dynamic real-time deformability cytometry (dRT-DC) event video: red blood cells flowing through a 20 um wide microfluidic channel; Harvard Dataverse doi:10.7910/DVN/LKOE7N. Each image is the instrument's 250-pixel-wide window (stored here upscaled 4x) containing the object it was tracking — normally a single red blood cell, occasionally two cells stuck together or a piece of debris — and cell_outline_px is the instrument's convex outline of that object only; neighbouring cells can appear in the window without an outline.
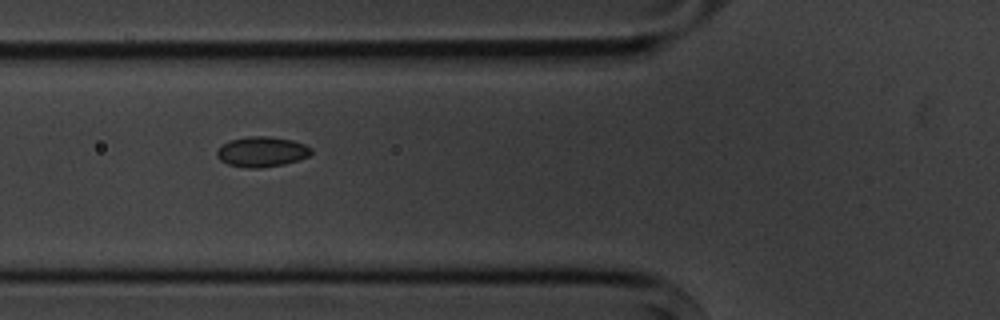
{"species": "common noctule bat (a hibernating species)", "species_latin": "Nyctalus noctula", "temperature_condition": "cold", "stored_images_in_passage": 10, "camera_frame_rate_fps": 3000, "um_per_image_px": 0.085, "animal": {"sex": "male", "body_mass_g": 20.1, "forearm_length_mm": 53.5}, "frame": {"image": 1, "passage_image": 5, "time_ms": 4.333, "image_size_px": [1000, 320], "cell_outline_px": [[312, 152], [308, 156], [284, 164], [260, 168], [244, 168], [228, 164], [220, 160], [216, 156], [216, 152], [228, 140], [248, 136], [268, 136], [292, 140], [304, 144], [312, 148]], "centroid_in_image_um": [22.23, 12.9], "position_along_channel_um": 103.6, "area_um2": 16.59}}
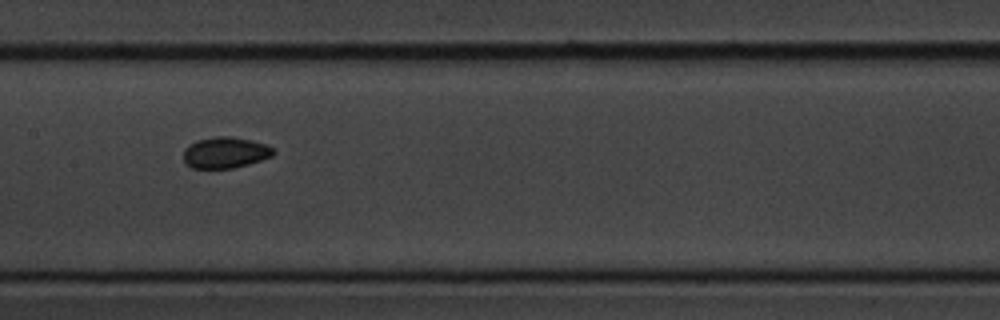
{"frame": {"image": 2, "passage_image": 7, "time_ms": 6.667, "image_size_px": [1000, 320], "cell_outline_px": [[276, 152], [272, 156], [248, 164], [232, 168], [192, 168], [184, 160], [184, 148], [196, 140], [216, 136], [232, 136], [252, 140], [264, 144], [272, 148]], "centroid_in_image_um": [19.14, 12.96], "position_along_channel_um": 188.3, "area_um2": 16.24}}
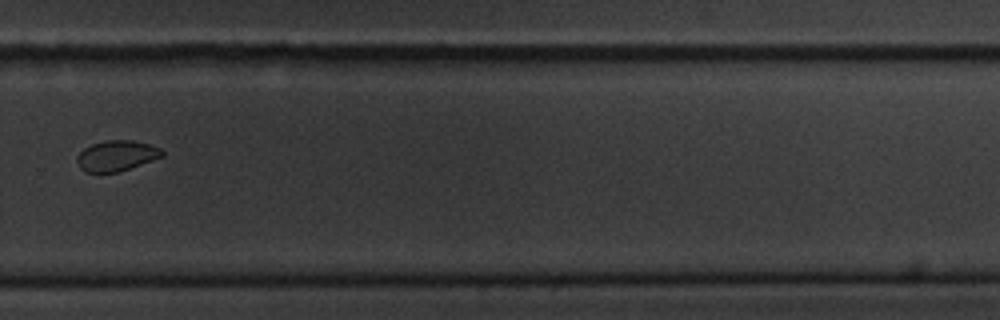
{"frame": {"image": 3, "passage_image": 10, "time_ms": 10.333, "image_size_px": [1000, 320], "cell_outline_px": [[164, 156], [120, 172], [84, 172], [80, 168], [76, 160], [76, 156], [84, 148], [92, 144], [108, 140], [132, 140], [152, 144], [160, 148], [164, 152]], "centroid_in_image_um": [9.92, 13.24], "position_along_channel_um": 319.9, "area_um2": 15.32}}